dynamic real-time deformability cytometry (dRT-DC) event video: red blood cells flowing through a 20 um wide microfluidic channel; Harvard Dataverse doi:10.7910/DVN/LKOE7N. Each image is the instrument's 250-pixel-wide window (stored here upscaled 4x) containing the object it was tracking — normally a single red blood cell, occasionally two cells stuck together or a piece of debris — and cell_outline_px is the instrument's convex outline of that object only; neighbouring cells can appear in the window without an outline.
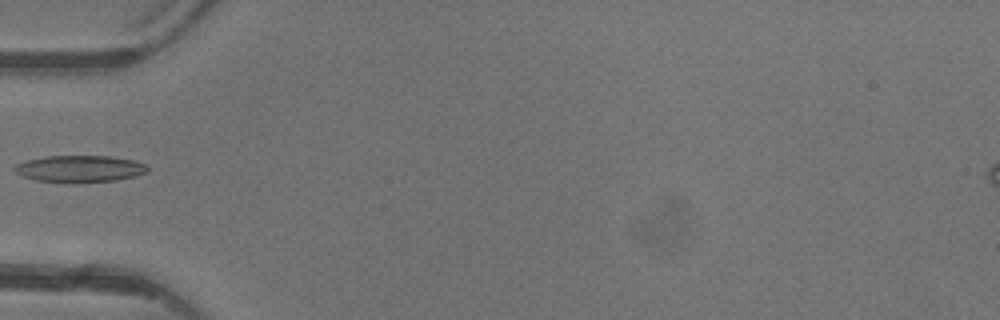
{"species": "common noctule bat (a hibernating species)", "species_latin": "Nyctalus noctula", "temperature_condition": "warm", "stored_images_in_passage": 5, "camera_frame_rate_fps": 3000, "um_per_image_px": 0.085, "animal": {"sex": "female"}, "frame": {"image": 1, "passage_image": 5, "time_ms": 5.0, "image_size_px": [1000, 320], "cell_outline_px": [[148, 172], [136, 176], [116, 180], [72, 184], [36, 180], [24, 176], [16, 172], [12, 168], [16, 164], [28, 160], [48, 156], [112, 156], [132, 160], [148, 164]], "centroid_in_image_um": [6.81, 14.36], "position_along_channel_um": 78.2, "area_um2": 21.04}}